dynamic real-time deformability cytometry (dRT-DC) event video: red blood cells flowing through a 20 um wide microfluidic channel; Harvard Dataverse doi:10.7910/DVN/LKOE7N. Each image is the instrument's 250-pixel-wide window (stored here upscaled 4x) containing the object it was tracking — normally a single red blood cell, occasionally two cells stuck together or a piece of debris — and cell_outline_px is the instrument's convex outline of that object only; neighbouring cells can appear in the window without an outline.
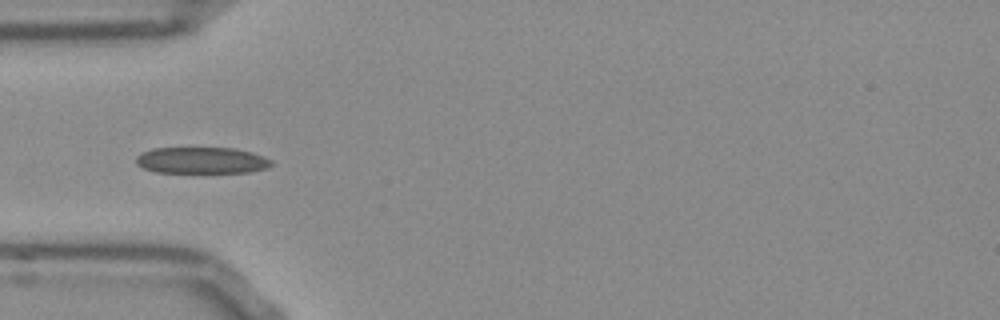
{"species": "Egyptian fruit bat (a non-hibernating species)", "species_latin": "Rousettus aegyptiacus", "temperature_condition": "room temperature", "stored_images_in_passage": 53, "camera_frame_rate_fps": 3000, "um_per_image_px": 0.085, "frame": {"image": 1, "passage_image": 16, "time_ms": 5.0, "image_size_px": [1000, 320], "cell_outline_px": [[272, 164], [268, 168], [248, 172], [156, 172], [144, 168], [136, 164], [136, 156], [152, 148], [232, 148], [252, 152], [264, 156], [272, 160]], "centroid_in_image_um": [17.16, 13.63], "position_along_channel_um": 67.8, "area_um2": 20.75}}
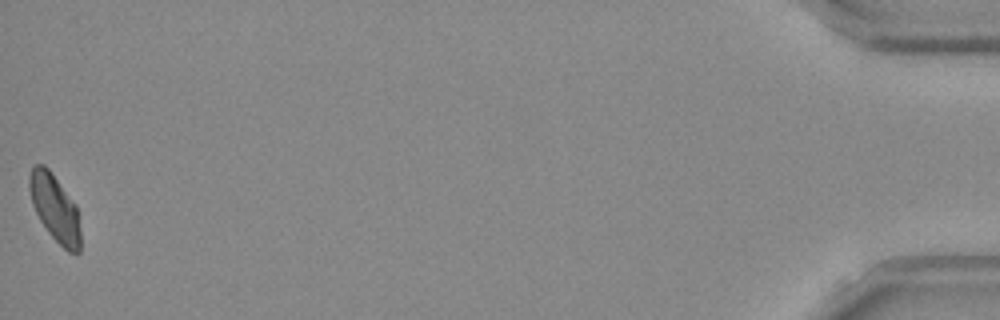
{"frame": {"image": 2, "passage_image": 53, "time_ms": 17.333, "image_size_px": [1000, 320], "cell_outline_px": [[80, 252], [76, 256], [68, 252], [48, 232], [40, 220], [32, 204], [28, 188], [28, 176], [32, 168], [36, 164], [44, 164], [48, 168], [76, 204], [80, 232]], "centroid_in_image_um": [4.66, 17.69], "position_along_channel_um": 430.5, "area_um2": 20.0}, "authors_computed_cell_mechanics": {"area_um2": 20.6924, "velocity_mm_per_s": 3.7655, "shape_relaxation_time_tau1_ms": 5.7114, "shape_relaxation_time_tau2_ms": 1.1144, "deformation_change_tau1": 0.1682, "deformation_change_tau2": 0.0676}}